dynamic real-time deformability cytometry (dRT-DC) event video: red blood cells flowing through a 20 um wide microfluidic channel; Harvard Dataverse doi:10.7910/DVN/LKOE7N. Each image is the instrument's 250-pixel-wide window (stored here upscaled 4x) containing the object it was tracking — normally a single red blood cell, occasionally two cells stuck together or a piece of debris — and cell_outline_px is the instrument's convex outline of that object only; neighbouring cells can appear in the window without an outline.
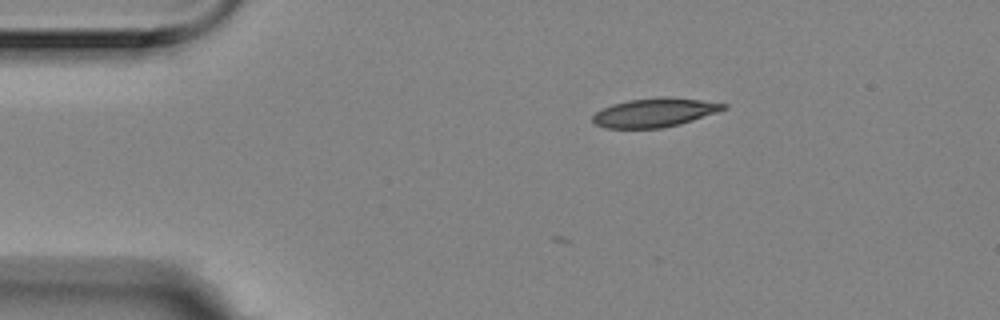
{"species": "Egyptian fruit bat (a non-hibernating species)", "species_latin": "Rousettus aegyptiacus", "temperature_condition": "room temperature", "stored_images_in_passage": 10, "camera_frame_rate_fps": 3000, "um_per_image_px": 0.085, "animal": {"sex": "female"}, "frame": {"image": 1, "passage_image": 1, "time_ms": 0.0, "image_size_px": [1000, 320], "cell_outline_px": [[728, 108], [680, 124], [664, 128], [604, 128], [596, 124], [592, 120], [592, 116], [596, 112], [612, 104], [628, 100], [660, 96], [664, 96], [700, 100], [728, 104]], "centroid_in_image_um": [55.63, 9.56], "position_along_channel_um": 29.4, "area_um2": 21.96}}
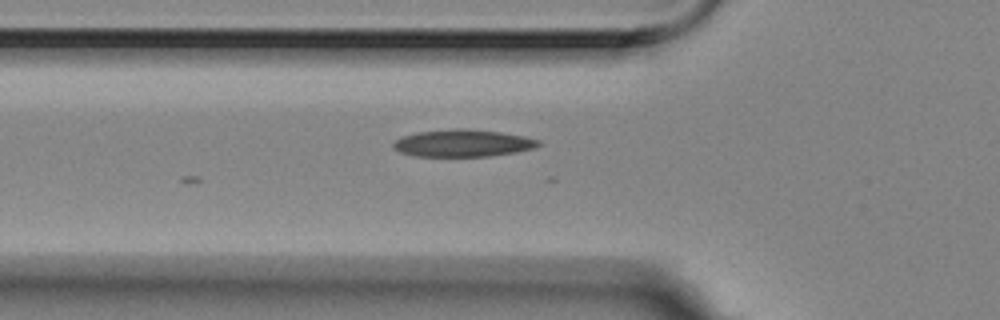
{"frame": {"image": 2, "passage_image": 10, "time_ms": 3.0, "image_size_px": [1000, 320], "cell_outline_px": [[540, 144], [532, 148], [516, 152], [488, 156], [416, 156], [400, 152], [392, 148], [392, 144], [400, 136], [416, 132], [456, 128], [468, 128], [500, 132], [524, 136], [540, 140]], "centroid_in_image_um": [39.29, 12.16], "position_along_channel_um": 86.5, "area_um2": 23.06}}